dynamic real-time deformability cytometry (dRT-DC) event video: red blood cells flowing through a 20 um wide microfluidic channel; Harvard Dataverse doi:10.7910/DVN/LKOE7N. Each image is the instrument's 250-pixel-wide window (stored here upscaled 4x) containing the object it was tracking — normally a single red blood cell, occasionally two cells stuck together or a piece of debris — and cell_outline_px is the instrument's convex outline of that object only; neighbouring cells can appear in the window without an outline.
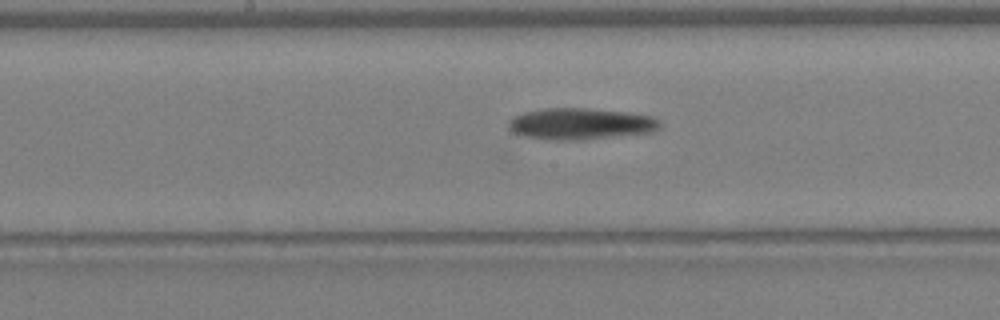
{"species": "Egyptian fruit bat (a non-hibernating species)", "species_latin": "Rousettus aegyptiacus", "temperature_condition": "warm", "stored_images_in_passage": 49, "camera_frame_rate_fps": 3000, "um_per_image_px": 0.085, "animal": {"sex": "female"}, "frame": {"image": 1, "passage_image": 26, "time_ms": 8.333, "image_size_px": [1000, 320], "cell_outline_px": [[660, 128], [656, 132], [576, 140], [556, 140], [524, 136], [512, 132], [508, 128], [508, 120], [512, 116], [524, 112], [544, 108], [584, 108], [624, 112], [652, 116], [660, 120]], "centroid_in_image_um": [49.33, 10.52], "position_along_channel_um": 198.9, "area_um2": 27.8}}
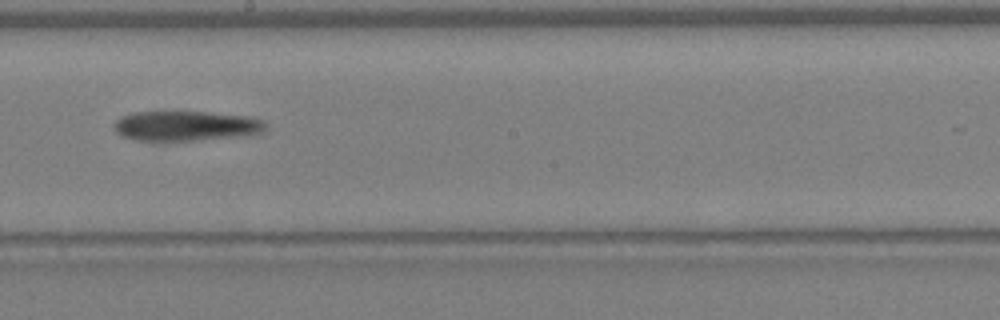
{"frame": {"image": 2, "passage_image": 28, "time_ms": 9.0, "image_size_px": [1000, 320], "cell_outline_px": [[268, 128], [264, 132], [252, 136], [160, 144], [152, 144], [136, 140], [124, 136], [116, 132], [112, 124], [120, 116], [132, 112], [172, 108], [252, 116], [264, 120], [268, 124]], "centroid_in_image_um": [15.82, 10.7], "position_along_channel_um": 232.4, "area_um2": 29.48}}
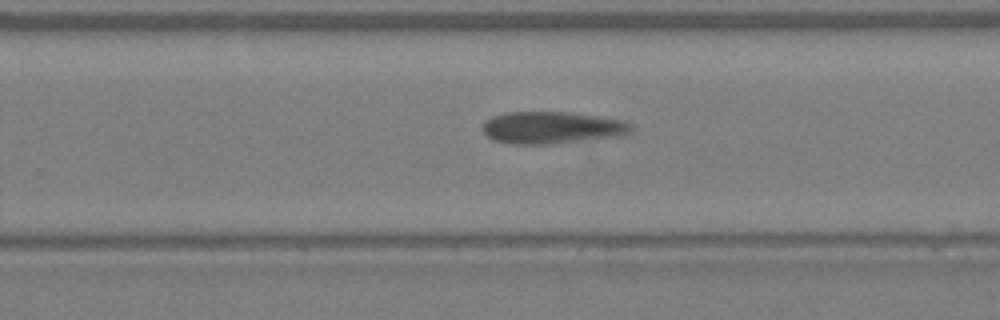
{"frame": {"image": 3, "passage_image": 31, "time_ms": 10.0, "image_size_px": [1000, 320], "cell_outline_px": [[632, 132], [612, 136], [548, 144], [512, 144], [492, 140], [484, 132], [484, 120], [492, 116], [508, 112], [568, 112], [624, 120], [632, 124]], "centroid_in_image_um": [46.86, 10.84], "position_along_channel_um": 282.9, "area_um2": 27.4}}